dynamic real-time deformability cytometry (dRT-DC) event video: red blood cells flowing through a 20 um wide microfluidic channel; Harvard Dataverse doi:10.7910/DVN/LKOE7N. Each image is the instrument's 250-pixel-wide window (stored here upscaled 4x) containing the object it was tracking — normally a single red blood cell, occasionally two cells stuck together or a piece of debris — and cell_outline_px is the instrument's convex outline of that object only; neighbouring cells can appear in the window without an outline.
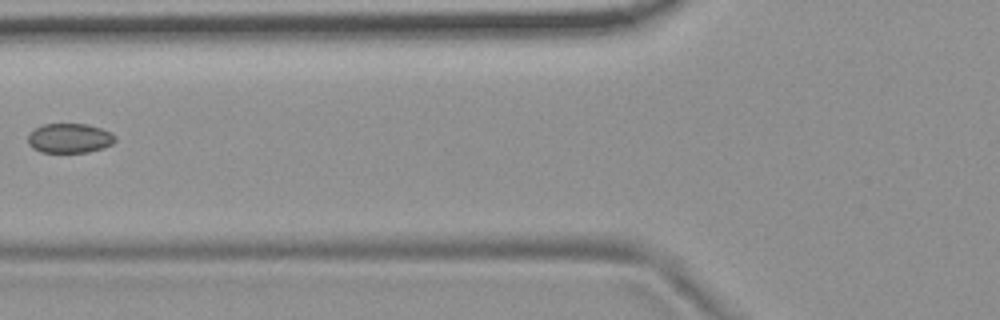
{"species": "common noctule bat (a hibernating species)", "species_latin": "Nyctalus noctula", "temperature_condition": "room temperature", "stored_images_in_passage": 8, "camera_frame_rate_fps": 3000, "um_per_image_px": 0.085, "animal": {"sex": "female", "body_mass_g": 19.9}, "frame": {"image": 1, "passage_image": 4, "time_ms": 3.667, "image_size_px": [1000, 320], "cell_outline_px": [[116, 140], [112, 144], [104, 148], [88, 152], [40, 152], [32, 148], [28, 144], [28, 132], [44, 124], [88, 124], [112, 132], [116, 136]], "centroid_in_image_um": [5.92, 11.75], "position_along_channel_um": 119.9, "area_um2": 15.2}}
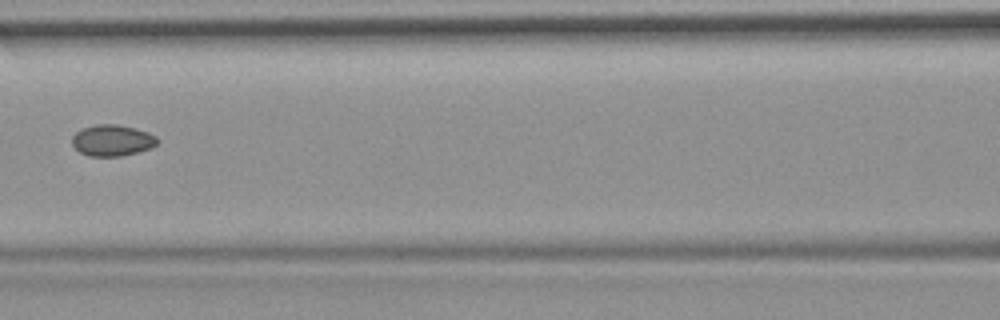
{"frame": {"image": 2, "passage_image": 5, "time_ms": 4.667, "image_size_px": [1000, 320], "cell_outline_px": [[160, 140], [156, 144], [148, 148], [136, 152], [120, 156], [88, 156], [80, 152], [72, 144], [72, 136], [76, 132], [84, 128], [96, 124], [116, 124], [136, 128], [148, 132], [156, 136]], "centroid_in_image_um": [9.54, 11.92], "position_along_channel_um": 157.1, "area_um2": 15.43}}
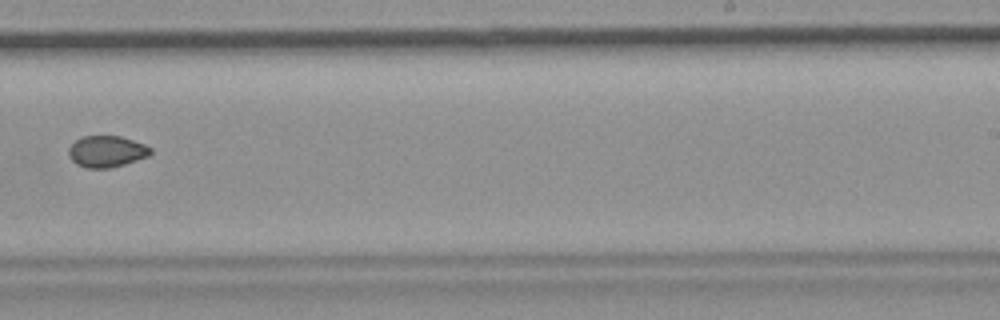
{"frame": {"image": 3, "passage_image": 8, "time_ms": 8.0, "image_size_px": [1000, 320], "cell_outline_px": [[152, 152], [148, 156], [124, 164], [108, 168], [88, 168], [76, 164], [68, 156], [68, 148], [76, 140], [84, 136], [120, 136], [144, 144], [152, 148]], "centroid_in_image_um": [9.05, 12.87], "position_along_channel_um": 280.0, "area_um2": 14.91}}